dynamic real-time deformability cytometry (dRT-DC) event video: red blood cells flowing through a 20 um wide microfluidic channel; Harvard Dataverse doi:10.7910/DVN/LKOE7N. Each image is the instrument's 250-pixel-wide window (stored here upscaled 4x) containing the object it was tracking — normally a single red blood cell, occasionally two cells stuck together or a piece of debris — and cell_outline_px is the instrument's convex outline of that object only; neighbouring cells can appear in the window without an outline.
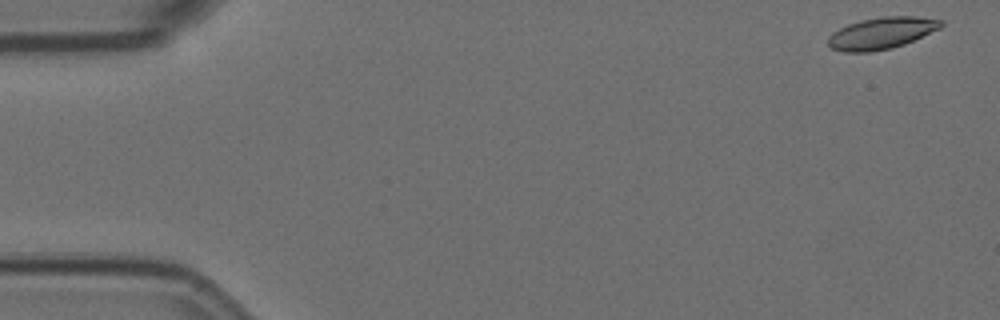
{"species": "Egyptian fruit bat (a non-hibernating species)", "species_latin": "Rousettus aegyptiacus", "temperature_condition": "room temperature", "stored_images_in_passage": 5, "camera_frame_rate_fps": 3000, "um_per_image_px": 0.085, "animal": {"sex": "female"}, "frame": {"image": 1, "passage_image": 1, "time_ms": 0.0, "image_size_px": [1000, 320], "cell_outline_px": [[944, 24], [940, 28], [904, 44], [892, 48], [872, 52], [844, 52], [832, 48], [828, 44], [828, 36], [832, 32], [848, 24], [860, 20], [884, 16], [916, 16], [944, 20]], "centroid_in_image_um": [74.93, 2.81], "position_along_channel_um": 10.1, "area_um2": 20.92}}
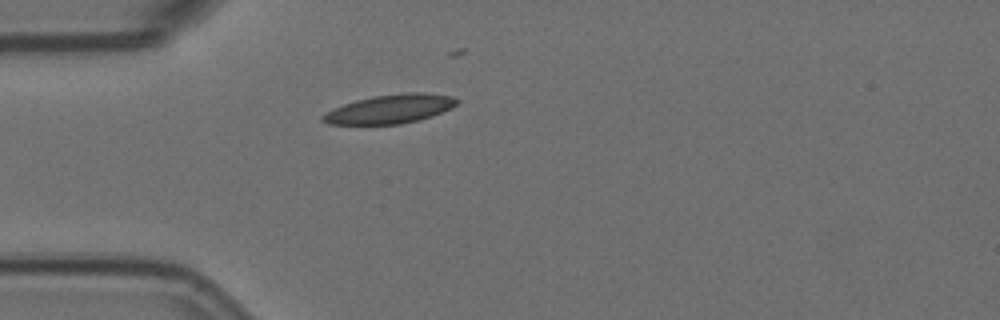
{"frame": {"image": 2, "passage_image": 4, "time_ms": 1.0, "image_size_px": [1000, 320], "cell_outline_px": [[460, 100], [452, 108], [432, 116], [420, 120], [400, 124], [328, 124], [320, 120], [320, 116], [332, 108], [356, 100], [372, 96], [408, 92], [424, 92], [452, 96]], "centroid_in_image_um": [33.15, 9.26], "position_along_channel_um": 51.8, "area_um2": 22.77}}